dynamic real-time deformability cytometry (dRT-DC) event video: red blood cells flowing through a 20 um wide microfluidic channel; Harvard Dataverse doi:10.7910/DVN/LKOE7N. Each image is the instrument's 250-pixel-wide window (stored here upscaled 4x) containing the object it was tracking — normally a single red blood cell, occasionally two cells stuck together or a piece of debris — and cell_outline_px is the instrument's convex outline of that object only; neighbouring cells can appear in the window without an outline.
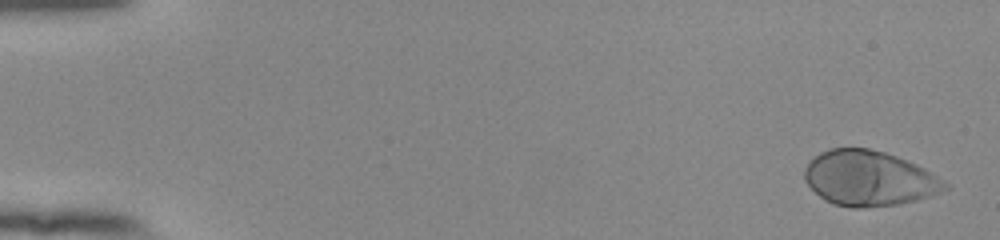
{"species": "human", "species_latin": "Homo sapiens", "temperature_condition": "room temperature", "stored_images_in_passage": 53, "camera_frame_rate_fps": 3000, "um_per_image_px": 0.085, "donor": {"sex": "female"}, "frame": {"image": 1, "passage_image": 2, "time_ms": 0.333, "image_size_px": [1000, 240], "cell_outline_px": [[952, 188], [916, 200], [900, 204], [860, 208], [852, 208], [832, 204], [824, 200], [804, 180], [804, 168], [820, 152], [828, 148], [868, 148], [884, 152], [896, 156], [916, 164], [924, 168], [948, 184]], "centroid_in_image_um": [73.86, 15.17], "position_along_channel_um": 11.1, "area_um2": 45.03}}
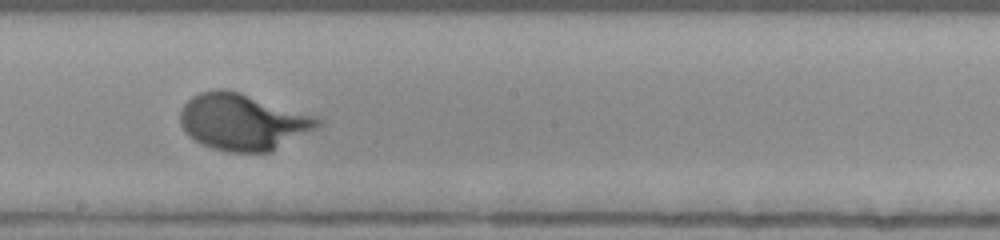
{"frame": {"image": 2, "passage_image": 31, "time_ms": 10.0, "image_size_px": [1000, 240], "cell_outline_px": [[324, 120], [316, 128], [272, 152], [228, 152], [212, 148], [200, 144], [184, 132], [180, 124], [180, 112], [184, 104], [192, 96], [200, 92], [216, 88], [228, 88], [320, 116]], "centroid_in_image_um": [20.66, 10.34], "position_along_channel_um": 227.5, "area_um2": 46.07}}
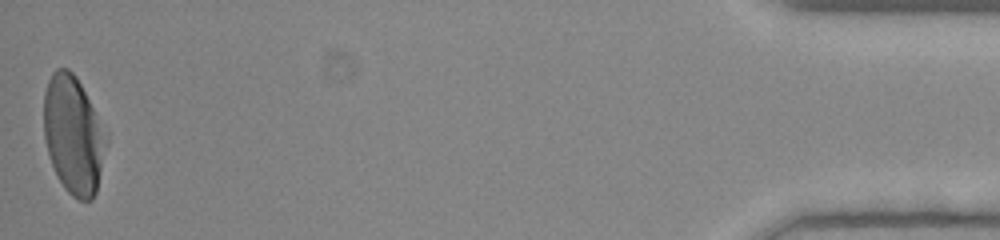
{"frame": {"image": 3, "passage_image": 53, "time_ms": 17.333, "image_size_px": [1000, 240], "cell_outline_px": [[108, 140], [96, 192], [92, 200], [80, 200], [72, 196], [64, 188], [52, 164], [48, 152], [44, 136], [44, 92], [48, 80], [52, 72], [56, 68], [68, 68], [76, 76], [108, 132]], "centroid_in_image_um": [6.26, 11.44], "position_along_channel_um": 428.9, "area_um2": 43.12}, "authors_computed_cell_mechanics": {"area_um2": 43.0032, "velocity_mm_per_s": 3.9084, "shape_relaxation_time_tau1_ms": 2.6644, "shape_relaxation_time_tau2_ms": null, "deformation_change_tau1": 0.1926, "deformation_change_tau2": null}}